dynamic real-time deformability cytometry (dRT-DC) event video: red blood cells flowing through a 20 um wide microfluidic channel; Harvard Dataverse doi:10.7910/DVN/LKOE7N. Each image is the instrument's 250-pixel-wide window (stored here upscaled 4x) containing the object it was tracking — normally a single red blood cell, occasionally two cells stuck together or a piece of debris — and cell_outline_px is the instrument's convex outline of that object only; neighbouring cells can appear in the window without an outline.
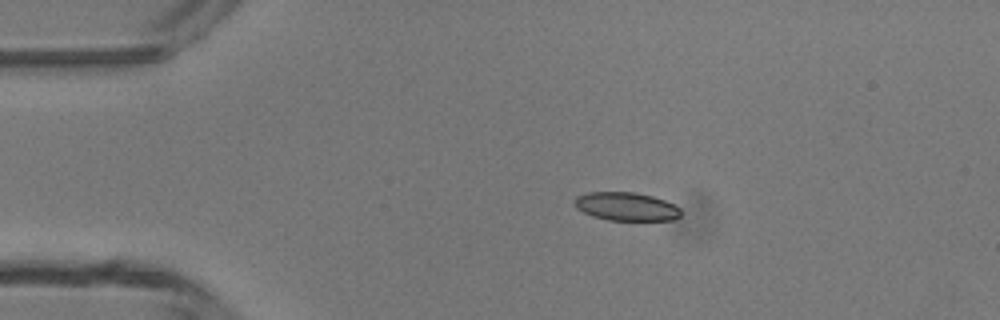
{"species": "common noctule bat (a hibernating species)", "species_latin": "Nyctalus noctula", "temperature_condition": "room temperature", "stored_images_in_passage": 39, "camera_frame_rate_fps": 3000, "um_per_image_px": 0.085, "animal": {"sex": "male", "body_mass_g": 13.3}, "frame": {"image": 1, "passage_image": 1, "time_ms": 0.0, "image_size_px": [1000, 320], "cell_outline_px": [[684, 212], [680, 216], [672, 220], [608, 220], [592, 216], [576, 208], [572, 204], [572, 200], [576, 196], [588, 192], [636, 192], [652, 196], [664, 200], [680, 208]], "centroid_in_image_um": [53.2, 17.55], "position_along_channel_um": 31.8, "area_um2": 17.8}}
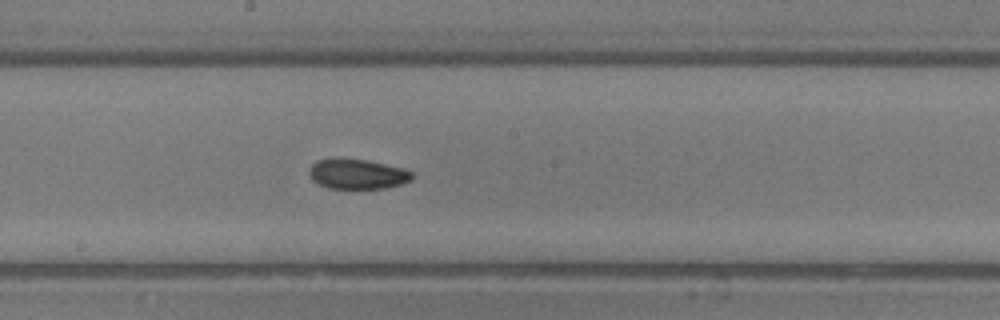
{"frame": {"image": 2, "passage_image": 17, "time_ms": 5.333, "image_size_px": [1000, 320], "cell_outline_px": [[412, 180], [400, 184], [384, 188], [328, 188], [312, 180], [308, 172], [312, 164], [316, 160], [336, 156], [340, 156], [368, 160], [404, 168], [412, 172]], "centroid_in_image_um": [30.33, 14.75], "position_along_channel_um": 217.9, "area_um2": 18.38}}
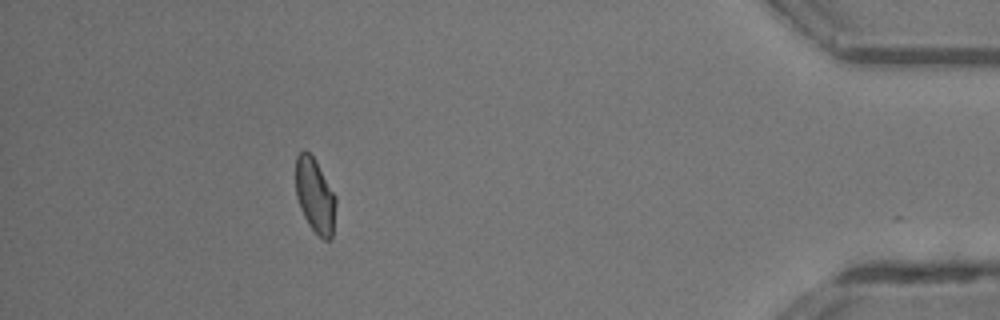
{"frame": {"image": 3, "passage_image": 34, "time_ms": 11.0, "image_size_px": [1000, 320], "cell_outline_px": [[336, 204], [332, 240], [324, 240], [308, 224], [300, 208], [296, 196], [296, 156], [304, 148], [316, 160], [336, 196]], "centroid_in_image_um": [26.78, 16.62], "position_along_channel_um": 408.4, "area_um2": 17.57}, "authors_computed_cell_mechanics": {"area_um2": 17.918, "velocity_mm_per_s": 4.3775, "shape_relaxation_time_tau1_ms": 6.2904, "shape_relaxation_time_tau2_ms": 3.6913, "deformation_change_tau1": 0.1638, "deformation_change_tau2": 0.0843}}